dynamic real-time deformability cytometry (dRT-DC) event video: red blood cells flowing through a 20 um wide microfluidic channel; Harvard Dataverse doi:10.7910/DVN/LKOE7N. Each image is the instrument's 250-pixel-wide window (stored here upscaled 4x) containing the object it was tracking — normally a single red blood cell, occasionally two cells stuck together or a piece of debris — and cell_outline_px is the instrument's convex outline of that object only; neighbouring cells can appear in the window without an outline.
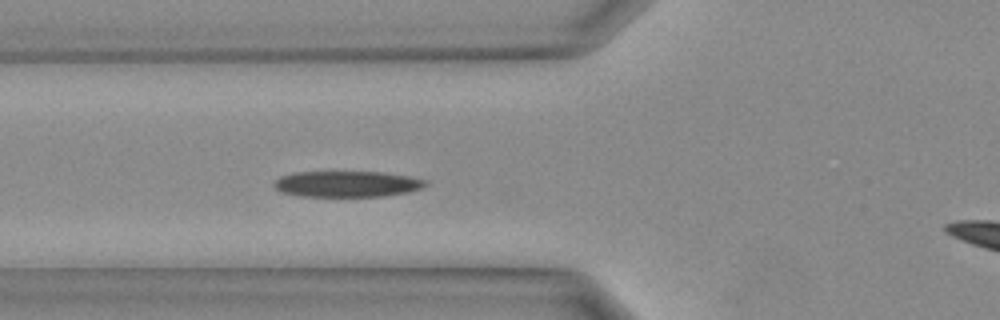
{"species": "Egyptian fruit bat (a non-hibernating species)", "species_latin": "Rousettus aegyptiacus", "temperature_condition": "warm", "stored_images_in_passage": 34, "camera_frame_rate_fps": 3000, "um_per_image_px": 0.085, "animal": {"sex": "female"}, "frame": {"image": 1, "passage_image": 12, "time_ms": 3.667, "image_size_px": [1000, 320], "cell_outline_px": [[428, 184], [420, 188], [408, 192], [384, 196], [300, 196], [280, 192], [272, 184], [280, 176], [292, 172], [380, 172], [408, 176], [428, 180]], "centroid_in_image_um": [29.47, 15.63], "position_along_channel_um": 96.3, "area_um2": 22.95}}
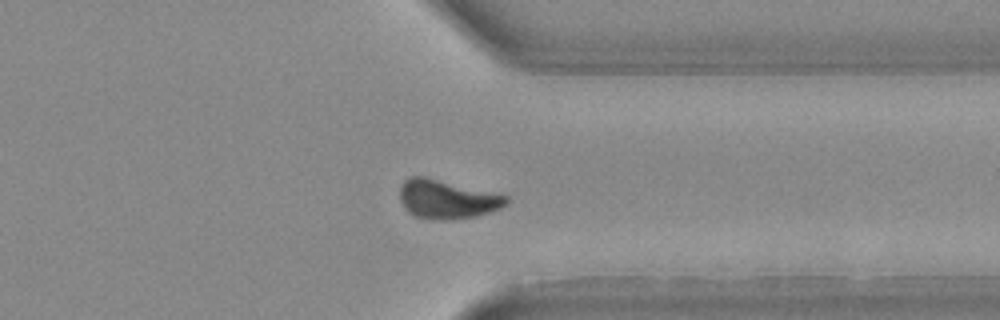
{"frame": {"image": 2, "passage_image": 26, "time_ms": 8.333, "image_size_px": [1000, 320], "cell_outline_px": [[508, 204], [500, 208], [476, 216], [444, 220], [432, 220], [416, 216], [408, 212], [404, 208], [400, 200], [400, 188], [404, 180], [412, 176], [420, 176], [500, 192], [508, 196]], "centroid_in_image_um": [38.03, 16.93], "position_along_channel_um": 373.4, "area_um2": 24.33}}
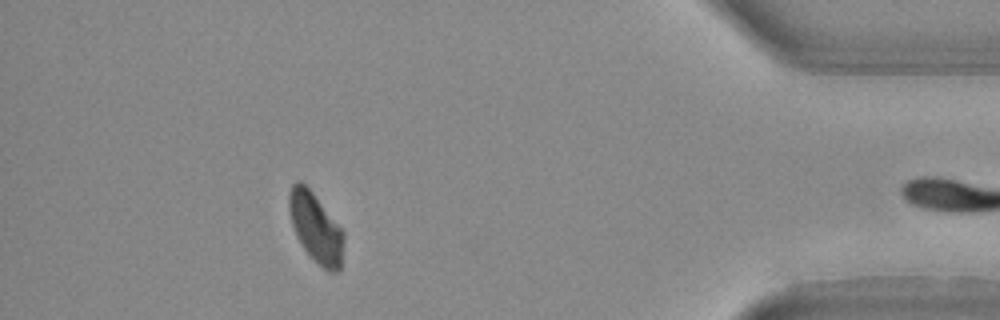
{"frame": {"image": 3, "passage_image": 30, "time_ms": 9.667, "image_size_px": [1000, 320], "cell_outline_px": [[344, 236], [340, 268], [336, 272], [328, 272], [304, 248], [296, 236], [292, 224], [288, 204], [288, 192], [292, 184], [296, 180], [300, 180], [312, 192], [344, 232]], "centroid_in_image_um": [26.82, 19.32], "position_along_channel_um": 408.4, "area_um2": 21.68}}